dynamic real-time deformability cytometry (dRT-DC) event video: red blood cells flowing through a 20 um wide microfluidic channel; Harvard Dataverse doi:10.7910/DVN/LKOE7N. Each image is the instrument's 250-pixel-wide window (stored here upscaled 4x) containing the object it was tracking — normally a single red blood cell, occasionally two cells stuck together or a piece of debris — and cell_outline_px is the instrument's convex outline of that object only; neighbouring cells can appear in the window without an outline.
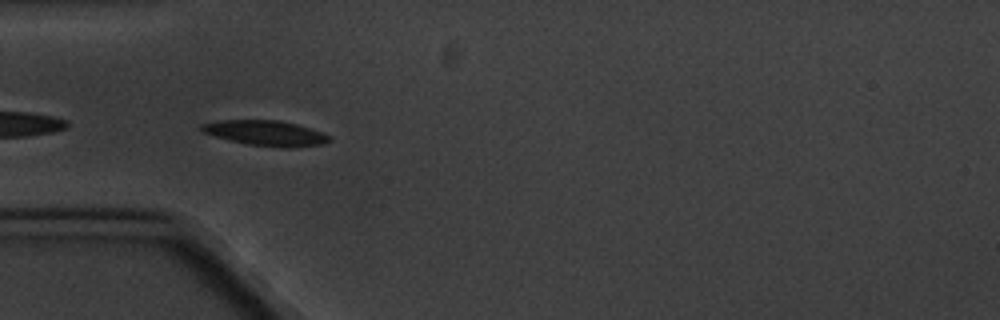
{"species": "common noctule bat (a hibernating species)", "species_latin": "Nyctalus noctula", "temperature_condition": "cold", "stored_images_in_passage": 7, "camera_frame_rate_fps": 3000, "um_per_image_px": 0.085, "animal": {"sex": "male", "body_mass_g": 20.1, "forearm_length_mm": 53.5}, "frame": {"image": 1, "passage_image": 5, "time_ms": 5.333, "image_size_px": [1000, 320], "cell_outline_px": [[332, 140], [324, 144], [288, 148], [284, 148], [248, 144], [228, 140], [200, 132], [200, 124], [220, 120], [276, 120], [296, 124], [324, 132], [332, 136]], "centroid_in_image_um": [22.6, 11.32], "position_along_channel_um": 62.4, "area_um2": 19.02}}